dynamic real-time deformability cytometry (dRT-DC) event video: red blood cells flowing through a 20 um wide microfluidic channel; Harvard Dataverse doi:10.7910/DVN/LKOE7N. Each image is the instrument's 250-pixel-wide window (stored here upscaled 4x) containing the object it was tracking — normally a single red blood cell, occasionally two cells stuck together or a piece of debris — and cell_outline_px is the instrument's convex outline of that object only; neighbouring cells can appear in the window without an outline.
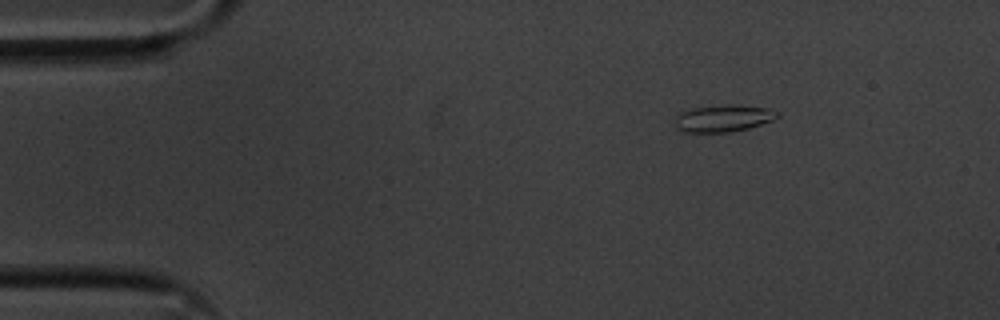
{"species": "common noctule bat (a hibernating species)", "species_latin": "Nyctalus noctula", "temperature_condition": "cold", "stored_images_in_passage": 49, "camera_frame_rate_fps": 3000, "um_per_image_px": 0.085, "animal": {"sex": "male", "body_mass_g": 20.1, "forearm_length_mm": 53.5}, "frame": {"image": 1, "passage_image": 1, "time_ms": 0.0, "image_size_px": [1000, 320], "cell_outline_px": [[780, 116], [772, 120], [748, 128], [732, 132], [684, 132], [676, 128], [676, 116], [680, 112], [692, 108], [728, 104], [732, 104], [768, 108], [780, 112]], "centroid_in_image_um": [61.49, 10.05], "position_along_channel_um": 23.5, "area_um2": 16.13}}
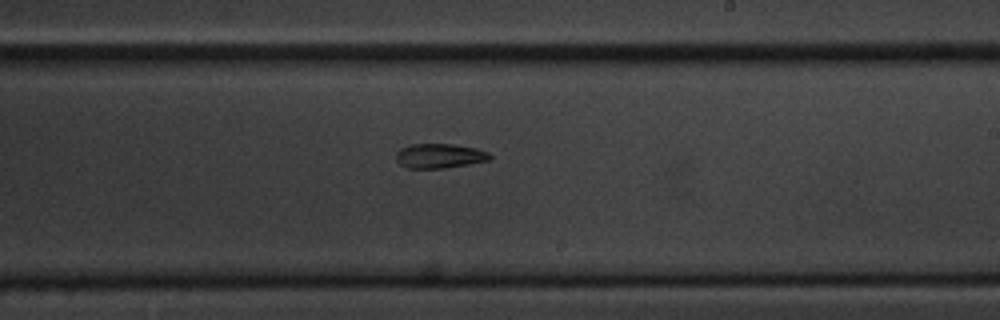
{"frame": {"image": 2, "passage_image": 26, "time_ms": 8.333, "image_size_px": [1000, 320], "cell_outline_px": [[492, 156], [488, 160], [468, 164], [444, 168], [408, 168], [400, 164], [396, 160], [396, 152], [400, 148], [412, 144], [452, 144], [476, 148], [488, 152]], "centroid_in_image_um": [37.34, 13.24], "position_along_channel_um": 251.7, "area_um2": 13.35}}
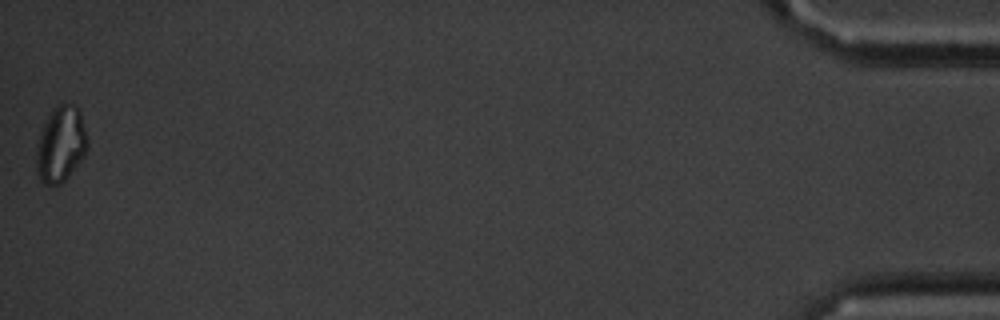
{"frame": {"image": 3, "passage_image": 49, "time_ms": 16.0, "image_size_px": [1000, 320], "cell_outline_px": [[88, 148], [84, 156], [68, 176], [60, 184], [44, 184], [40, 180], [36, 172], [36, 148], [40, 132], [52, 108], [60, 104], [76, 104], [80, 112], [88, 140]], "centroid_in_image_um": [5.16, 12.26], "position_along_channel_um": 430.0, "area_um2": 22.6}, "authors_computed_cell_mechanics": {"area_um2": 14.9124, "velocity_mm_per_s": 3.5703, "shape_relaxation_time_tau1_ms": null, "shape_relaxation_time_tau2_ms": 5.6325, "deformation_change_tau1": null, "deformation_change_tau2": 0.1557}}